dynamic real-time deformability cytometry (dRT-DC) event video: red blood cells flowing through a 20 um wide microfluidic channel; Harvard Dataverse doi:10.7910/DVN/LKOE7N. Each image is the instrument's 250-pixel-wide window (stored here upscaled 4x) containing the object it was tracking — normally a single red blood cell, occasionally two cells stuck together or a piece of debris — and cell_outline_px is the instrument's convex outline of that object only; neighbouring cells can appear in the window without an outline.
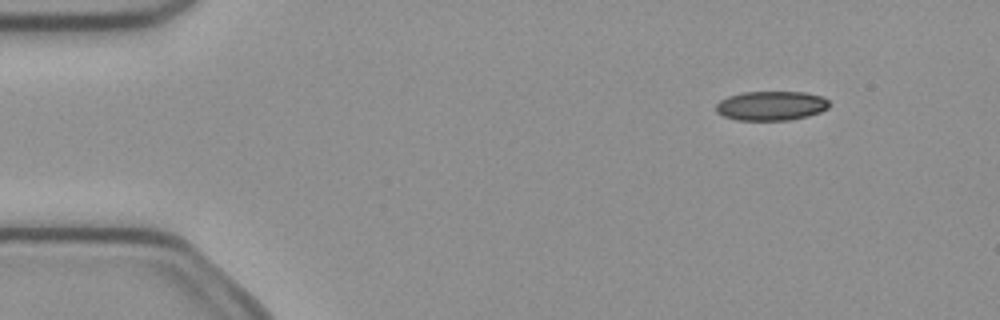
{"species": "common noctule bat (a hibernating species)", "species_latin": "Nyctalus noctula", "temperature_condition": "cold", "stored_images_in_passage": 4, "camera_frame_rate_fps": 3000, "um_per_image_px": 0.085, "animal": {"sex": "female", "body_mass_g": 21.9}, "frame": {"image": 1, "passage_image": 1, "time_ms": 0.0, "image_size_px": [1000, 320], "cell_outline_px": [[828, 108], [820, 112], [808, 116], [788, 120], [736, 120], [724, 116], [716, 112], [716, 104], [720, 100], [728, 96], [744, 92], [804, 92], [824, 96], [828, 100]], "centroid_in_image_um": [65.55, 8.99], "position_along_channel_um": 19.5, "area_um2": 19.42}}